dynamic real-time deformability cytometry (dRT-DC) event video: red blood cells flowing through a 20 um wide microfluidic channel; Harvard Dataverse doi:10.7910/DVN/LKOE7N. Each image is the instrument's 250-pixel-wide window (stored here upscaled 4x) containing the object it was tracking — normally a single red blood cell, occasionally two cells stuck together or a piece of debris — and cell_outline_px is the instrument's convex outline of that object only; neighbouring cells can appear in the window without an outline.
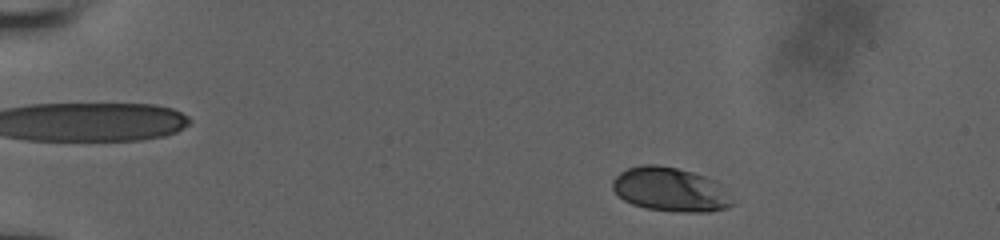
{"species": "human", "species_latin": "Homo sapiens", "temperature_condition": "room temperature", "stored_images_in_passage": 42, "camera_frame_rate_fps": 3000, "um_per_image_px": 0.085, "donor": {"sex": "male"}, "frame": {"image": 1, "passage_image": 5, "time_ms": 1.333, "image_size_px": [1000, 240], "cell_outline_px": [[736, 204], [728, 208], [708, 212], [684, 212], [644, 208], [632, 204], [616, 196], [612, 188], [612, 180], [620, 172], [628, 168], [640, 164], [656, 164], [676, 168], [692, 172], [716, 180]], "centroid_in_image_um": [56.95, 16.11], "position_along_channel_um": 28.0, "area_um2": 30.98}}
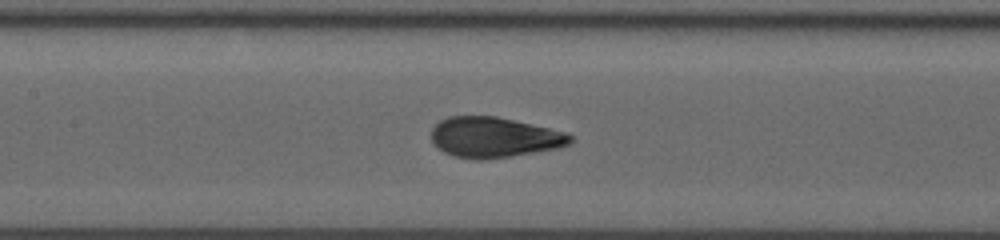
{"frame": {"image": 2, "passage_image": 25, "time_ms": 7.667, "image_size_px": [1000, 240], "cell_outline_px": [[572, 144], [560, 148], [512, 156], [476, 160], [452, 156], [436, 148], [432, 144], [432, 128], [440, 120], [448, 116], [496, 116], [568, 132], [572, 136]], "centroid_in_image_um": [42.01, 11.68], "position_along_channel_um": 165.4, "area_um2": 33.06}}
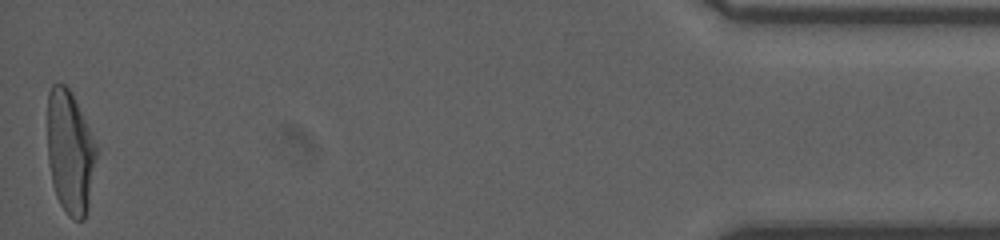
{"frame": {"image": 3, "passage_image": 42, "time_ms": 16.667, "image_size_px": [1000, 240], "cell_outline_px": [[100, 148], [88, 208], [84, 220], [72, 220], [68, 216], [60, 204], [56, 196], [52, 184], [48, 160], [48, 92], [52, 84], [64, 84], [72, 92]], "centroid_in_image_um": [6.0, 12.95], "position_along_channel_um": 429.2, "area_um2": 36.18}, "authors_computed_cell_mechanics": {"area_um2": 32.4836, "velocity_mm_per_s": 3.8384, "shape_relaxation_time_tau1_ms": 3.9801, "shape_relaxation_time_tau2_ms": null, "deformation_change_tau1": 0.1801, "deformation_change_tau2": null}}